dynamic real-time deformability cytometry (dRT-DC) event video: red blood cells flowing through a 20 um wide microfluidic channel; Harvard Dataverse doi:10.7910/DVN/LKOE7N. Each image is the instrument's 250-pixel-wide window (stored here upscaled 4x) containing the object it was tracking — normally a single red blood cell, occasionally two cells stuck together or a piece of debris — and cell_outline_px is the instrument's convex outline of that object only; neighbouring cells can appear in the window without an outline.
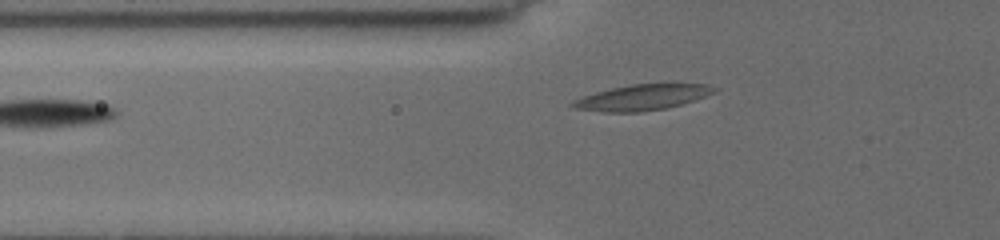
{"species": "common noctule bat (a hibernating species)", "species_latin": "Nyctalus noctula", "temperature_condition": "cold", "stored_images_in_passage": 4, "camera_frame_rate_fps": 3000, "um_per_image_px": 0.085, "animal": {"sex": "female", "body_mass_g": 19.5, "forearm_length_mm": 54.1}, "frame": {"image": 1, "passage_image": 4, "time_ms": 2.667, "image_size_px": [1000, 240], "cell_outline_px": [[716, 92], [668, 108], [640, 112], [608, 112], [576, 108], [568, 104], [584, 96], [596, 92], [612, 88], [632, 84], [704, 84], [716, 88]], "centroid_in_image_um": [54.58, 8.28], "position_along_channel_um": 71.2, "area_um2": 20.69}}